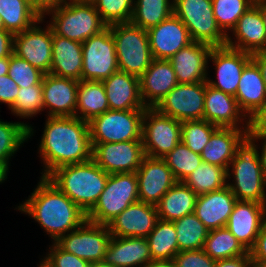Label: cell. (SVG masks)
Segmentation results:
<instances>
[{
	"mask_svg": "<svg viewBox=\"0 0 266 267\" xmlns=\"http://www.w3.org/2000/svg\"><path fill=\"white\" fill-rule=\"evenodd\" d=\"M46 118L38 149L44 165L40 177H47L61 166L92 158L88 122L76 116Z\"/></svg>",
	"mask_w": 266,
	"mask_h": 267,
	"instance_id": "6da1fadb",
	"label": "cell"
},
{
	"mask_svg": "<svg viewBox=\"0 0 266 267\" xmlns=\"http://www.w3.org/2000/svg\"><path fill=\"white\" fill-rule=\"evenodd\" d=\"M15 209L38 222L53 239L52 242L87 220V214L47 177H41L28 199Z\"/></svg>",
	"mask_w": 266,
	"mask_h": 267,
	"instance_id": "7a4b0ae2",
	"label": "cell"
},
{
	"mask_svg": "<svg viewBox=\"0 0 266 267\" xmlns=\"http://www.w3.org/2000/svg\"><path fill=\"white\" fill-rule=\"evenodd\" d=\"M108 176L91 158L86 162L61 166L47 178L88 214L105 189Z\"/></svg>",
	"mask_w": 266,
	"mask_h": 267,
	"instance_id": "3957f363",
	"label": "cell"
},
{
	"mask_svg": "<svg viewBox=\"0 0 266 267\" xmlns=\"http://www.w3.org/2000/svg\"><path fill=\"white\" fill-rule=\"evenodd\" d=\"M226 176L227 182L233 178L232 183L228 182L227 186L238 201L266 204V178L259 153L248 141L236 152Z\"/></svg>",
	"mask_w": 266,
	"mask_h": 267,
	"instance_id": "277c9868",
	"label": "cell"
},
{
	"mask_svg": "<svg viewBox=\"0 0 266 267\" xmlns=\"http://www.w3.org/2000/svg\"><path fill=\"white\" fill-rule=\"evenodd\" d=\"M49 25L61 37L83 43L108 27L91 1L69 0L46 13Z\"/></svg>",
	"mask_w": 266,
	"mask_h": 267,
	"instance_id": "5b68a950",
	"label": "cell"
},
{
	"mask_svg": "<svg viewBox=\"0 0 266 267\" xmlns=\"http://www.w3.org/2000/svg\"><path fill=\"white\" fill-rule=\"evenodd\" d=\"M108 27L114 38L118 69L139 78L153 60L147 30L131 22L115 23Z\"/></svg>",
	"mask_w": 266,
	"mask_h": 267,
	"instance_id": "8992f818",
	"label": "cell"
},
{
	"mask_svg": "<svg viewBox=\"0 0 266 267\" xmlns=\"http://www.w3.org/2000/svg\"><path fill=\"white\" fill-rule=\"evenodd\" d=\"M139 201L136 172L109 174L99 200L87 214V220L108 225L129 205Z\"/></svg>",
	"mask_w": 266,
	"mask_h": 267,
	"instance_id": "52a82bcc",
	"label": "cell"
},
{
	"mask_svg": "<svg viewBox=\"0 0 266 267\" xmlns=\"http://www.w3.org/2000/svg\"><path fill=\"white\" fill-rule=\"evenodd\" d=\"M174 14L187 27L192 41L226 46L227 35L214 18L212 0H174Z\"/></svg>",
	"mask_w": 266,
	"mask_h": 267,
	"instance_id": "ba28073f",
	"label": "cell"
},
{
	"mask_svg": "<svg viewBox=\"0 0 266 267\" xmlns=\"http://www.w3.org/2000/svg\"><path fill=\"white\" fill-rule=\"evenodd\" d=\"M145 110H108L89 123L91 143L142 141Z\"/></svg>",
	"mask_w": 266,
	"mask_h": 267,
	"instance_id": "9c48e42d",
	"label": "cell"
},
{
	"mask_svg": "<svg viewBox=\"0 0 266 267\" xmlns=\"http://www.w3.org/2000/svg\"><path fill=\"white\" fill-rule=\"evenodd\" d=\"M181 122L146 108L142 119V143L145 156L163 158L181 142Z\"/></svg>",
	"mask_w": 266,
	"mask_h": 267,
	"instance_id": "30bf717a",
	"label": "cell"
},
{
	"mask_svg": "<svg viewBox=\"0 0 266 267\" xmlns=\"http://www.w3.org/2000/svg\"><path fill=\"white\" fill-rule=\"evenodd\" d=\"M81 80L102 81L118 71L114 38L109 27L82 43Z\"/></svg>",
	"mask_w": 266,
	"mask_h": 267,
	"instance_id": "8fae6325",
	"label": "cell"
},
{
	"mask_svg": "<svg viewBox=\"0 0 266 267\" xmlns=\"http://www.w3.org/2000/svg\"><path fill=\"white\" fill-rule=\"evenodd\" d=\"M111 238L108 225L86 220L80 227L63 235L55 243L64 251L93 263L103 261Z\"/></svg>",
	"mask_w": 266,
	"mask_h": 267,
	"instance_id": "7c38bea8",
	"label": "cell"
},
{
	"mask_svg": "<svg viewBox=\"0 0 266 267\" xmlns=\"http://www.w3.org/2000/svg\"><path fill=\"white\" fill-rule=\"evenodd\" d=\"M206 82L177 84L154 108L179 122L202 120Z\"/></svg>",
	"mask_w": 266,
	"mask_h": 267,
	"instance_id": "4fadbf2b",
	"label": "cell"
},
{
	"mask_svg": "<svg viewBox=\"0 0 266 267\" xmlns=\"http://www.w3.org/2000/svg\"><path fill=\"white\" fill-rule=\"evenodd\" d=\"M43 22L44 18L42 17L32 27L14 35L13 54L26 60L44 74H48L53 54L52 28L48 21L45 29L38 26Z\"/></svg>",
	"mask_w": 266,
	"mask_h": 267,
	"instance_id": "5bb4252c",
	"label": "cell"
},
{
	"mask_svg": "<svg viewBox=\"0 0 266 267\" xmlns=\"http://www.w3.org/2000/svg\"><path fill=\"white\" fill-rule=\"evenodd\" d=\"M92 159L106 173L136 172L145 157L142 141L91 143Z\"/></svg>",
	"mask_w": 266,
	"mask_h": 267,
	"instance_id": "9a60e30c",
	"label": "cell"
},
{
	"mask_svg": "<svg viewBox=\"0 0 266 267\" xmlns=\"http://www.w3.org/2000/svg\"><path fill=\"white\" fill-rule=\"evenodd\" d=\"M209 60L215 65L216 80L207 78V84L235 97L244 67L252 55L226 46L212 47Z\"/></svg>",
	"mask_w": 266,
	"mask_h": 267,
	"instance_id": "2e32d148",
	"label": "cell"
},
{
	"mask_svg": "<svg viewBox=\"0 0 266 267\" xmlns=\"http://www.w3.org/2000/svg\"><path fill=\"white\" fill-rule=\"evenodd\" d=\"M139 201L157 205L162 196L177 182L162 158L145 156L136 171Z\"/></svg>",
	"mask_w": 266,
	"mask_h": 267,
	"instance_id": "e0dca14e",
	"label": "cell"
},
{
	"mask_svg": "<svg viewBox=\"0 0 266 267\" xmlns=\"http://www.w3.org/2000/svg\"><path fill=\"white\" fill-rule=\"evenodd\" d=\"M265 219L266 204L237 200L225 227L247 251H250L256 243Z\"/></svg>",
	"mask_w": 266,
	"mask_h": 267,
	"instance_id": "ac0fdd59",
	"label": "cell"
},
{
	"mask_svg": "<svg viewBox=\"0 0 266 267\" xmlns=\"http://www.w3.org/2000/svg\"><path fill=\"white\" fill-rule=\"evenodd\" d=\"M147 35L153 59L169 60L193 42L187 27L175 14L147 30Z\"/></svg>",
	"mask_w": 266,
	"mask_h": 267,
	"instance_id": "d6986e66",
	"label": "cell"
},
{
	"mask_svg": "<svg viewBox=\"0 0 266 267\" xmlns=\"http://www.w3.org/2000/svg\"><path fill=\"white\" fill-rule=\"evenodd\" d=\"M79 80L45 74L42 80L44 110L48 117L75 116Z\"/></svg>",
	"mask_w": 266,
	"mask_h": 267,
	"instance_id": "ffe728a7",
	"label": "cell"
},
{
	"mask_svg": "<svg viewBox=\"0 0 266 267\" xmlns=\"http://www.w3.org/2000/svg\"><path fill=\"white\" fill-rule=\"evenodd\" d=\"M158 220L155 205L137 201L116 216L108 224V228L112 236L146 238Z\"/></svg>",
	"mask_w": 266,
	"mask_h": 267,
	"instance_id": "44dd1931",
	"label": "cell"
},
{
	"mask_svg": "<svg viewBox=\"0 0 266 267\" xmlns=\"http://www.w3.org/2000/svg\"><path fill=\"white\" fill-rule=\"evenodd\" d=\"M211 50V45L193 41L174 54L169 61L174 68L177 83L206 82Z\"/></svg>",
	"mask_w": 266,
	"mask_h": 267,
	"instance_id": "7402d4cb",
	"label": "cell"
},
{
	"mask_svg": "<svg viewBox=\"0 0 266 267\" xmlns=\"http://www.w3.org/2000/svg\"><path fill=\"white\" fill-rule=\"evenodd\" d=\"M246 119L248 118L239 108L234 96L211 87L206 81L203 120L218 127L247 129L248 120Z\"/></svg>",
	"mask_w": 266,
	"mask_h": 267,
	"instance_id": "603a6c76",
	"label": "cell"
},
{
	"mask_svg": "<svg viewBox=\"0 0 266 267\" xmlns=\"http://www.w3.org/2000/svg\"><path fill=\"white\" fill-rule=\"evenodd\" d=\"M227 35L226 45L249 54L266 51V32L261 12L253 4L238 19L236 26Z\"/></svg>",
	"mask_w": 266,
	"mask_h": 267,
	"instance_id": "cb8c5ba5",
	"label": "cell"
},
{
	"mask_svg": "<svg viewBox=\"0 0 266 267\" xmlns=\"http://www.w3.org/2000/svg\"><path fill=\"white\" fill-rule=\"evenodd\" d=\"M177 84V77L170 61L153 59L139 77L143 104L146 108H154Z\"/></svg>",
	"mask_w": 266,
	"mask_h": 267,
	"instance_id": "d4e9b609",
	"label": "cell"
},
{
	"mask_svg": "<svg viewBox=\"0 0 266 267\" xmlns=\"http://www.w3.org/2000/svg\"><path fill=\"white\" fill-rule=\"evenodd\" d=\"M246 141L247 129L218 127L203 148L201 153L202 161L220 166L227 171L236 152Z\"/></svg>",
	"mask_w": 266,
	"mask_h": 267,
	"instance_id": "484cf974",
	"label": "cell"
},
{
	"mask_svg": "<svg viewBox=\"0 0 266 267\" xmlns=\"http://www.w3.org/2000/svg\"><path fill=\"white\" fill-rule=\"evenodd\" d=\"M237 199L228 186L206 194L198 195L194 214L209 229H218L226 226Z\"/></svg>",
	"mask_w": 266,
	"mask_h": 267,
	"instance_id": "4316f807",
	"label": "cell"
},
{
	"mask_svg": "<svg viewBox=\"0 0 266 267\" xmlns=\"http://www.w3.org/2000/svg\"><path fill=\"white\" fill-rule=\"evenodd\" d=\"M110 110H145L140 96L139 78L123 71H116L102 80Z\"/></svg>",
	"mask_w": 266,
	"mask_h": 267,
	"instance_id": "83f0119b",
	"label": "cell"
},
{
	"mask_svg": "<svg viewBox=\"0 0 266 267\" xmlns=\"http://www.w3.org/2000/svg\"><path fill=\"white\" fill-rule=\"evenodd\" d=\"M152 260L147 238L112 236L103 262L114 267H145Z\"/></svg>",
	"mask_w": 266,
	"mask_h": 267,
	"instance_id": "f1b7e54d",
	"label": "cell"
},
{
	"mask_svg": "<svg viewBox=\"0 0 266 267\" xmlns=\"http://www.w3.org/2000/svg\"><path fill=\"white\" fill-rule=\"evenodd\" d=\"M52 62L50 74L81 80L82 43L56 35L52 30Z\"/></svg>",
	"mask_w": 266,
	"mask_h": 267,
	"instance_id": "f546056e",
	"label": "cell"
},
{
	"mask_svg": "<svg viewBox=\"0 0 266 267\" xmlns=\"http://www.w3.org/2000/svg\"><path fill=\"white\" fill-rule=\"evenodd\" d=\"M235 98L247 118L266 102L263 76L253 59L244 67Z\"/></svg>",
	"mask_w": 266,
	"mask_h": 267,
	"instance_id": "4dcf8cb0",
	"label": "cell"
},
{
	"mask_svg": "<svg viewBox=\"0 0 266 267\" xmlns=\"http://www.w3.org/2000/svg\"><path fill=\"white\" fill-rule=\"evenodd\" d=\"M197 196L184 182L177 181L156 205L159 219L172 222L193 214Z\"/></svg>",
	"mask_w": 266,
	"mask_h": 267,
	"instance_id": "1f68e13d",
	"label": "cell"
},
{
	"mask_svg": "<svg viewBox=\"0 0 266 267\" xmlns=\"http://www.w3.org/2000/svg\"><path fill=\"white\" fill-rule=\"evenodd\" d=\"M108 110L109 104L102 81L80 80L77 89L75 116L90 122Z\"/></svg>",
	"mask_w": 266,
	"mask_h": 267,
	"instance_id": "d6a6232c",
	"label": "cell"
},
{
	"mask_svg": "<svg viewBox=\"0 0 266 267\" xmlns=\"http://www.w3.org/2000/svg\"><path fill=\"white\" fill-rule=\"evenodd\" d=\"M4 29L13 35L32 27L42 17L27 0H0Z\"/></svg>",
	"mask_w": 266,
	"mask_h": 267,
	"instance_id": "836d02e7",
	"label": "cell"
},
{
	"mask_svg": "<svg viewBox=\"0 0 266 267\" xmlns=\"http://www.w3.org/2000/svg\"><path fill=\"white\" fill-rule=\"evenodd\" d=\"M34 129L24 122H7L0 119V164L9 170L11 157L25 141L31 139Z\"/></svg>",
	"mask_w": 266,
	"mask_h": 267,
	"instance_id": "e575fe53",
	"label": "cell"
},
{
	"mask_svg": "<svg viewBox=\"0 0 266 267\" xmlns=\"http://www.w3.org/2000/svg\"><path fill=\"white\" fill-rule=\"evenodd\" d=\"M172 14H174V0H134L130 22L149 30Z\"/></svg>",
	"mask_w": 266,
	"mask_h": 267,
	"instance_id": "d590c367",
	"label": "cell"
},
{
	"mask_svg": "<svg viewBox=\"0 0 266 267\" xmlns=\"http://www.w3.org/2000/svg\"><path fill=\"white\" fill-rule=\"evenodd\" d=\"M177 233L173 222L159 219L146 237L152 260L174 259L179 252Z\"/></svg>",
	"mask_w": 266,
	"mask_h": 267,
	"instance_id": "8d00e7d4",
	"label": "cell"
},
{
	"mask_svg": "<svg viewBox=\"0 0 266 267\" xmlns=\"http://www.w3.org/2000/svg\"><path fill=\"white\" fill-rule=\"evenodd\" d=\"M226 175L224 168L202 161L183 182L197 195H202L227 186Z\"/></svg>",
	"mask_w": 266,
	"mask_h": 267,
	"instance_id": "74e56055",
	"label": "cell"
},
{
	"mask_svg": "<svg viewBox=\"0 0 266 267\" xmlns=\"http://www.w3.org/2000/svg\"><path fill=\"white\" fill-rule=\"evenodd\" d=\"M172 222L177 233L179 252L204 248L209 229L194 213Z\"/></svg>",
	"mask_w": 266,
	"mask_h": 267,
	"instance_id": "f35d334b",
	"label": "cell"
},
{
	"mask_svg": "<svg viewBox=\"0 0 266 267\" xmlns=\"http://www.w3.org/2000/svg\"><path fill=\"white\" fill-rule=\"evenodd\" d=\"M203 249L215 261L248 252L226 227L209 230Z\"/></svg>",
	"mask_w": 266,
	"mask_h": 267,
	"instance_id": "ab89813d",
	"label": "cell"
},
{
	"mask_svg": "<svg viewBox=\"0 0 266 267\" xmlns=\"http://www.w3.org/2000/svg\"><path fill=\"white\" fill-rule=\"evenodd\" d=\"M178 182H183L202 162L201 155L194 153L183 142L162 158Z\"/></svg>",
	"mask_w": 266,
	"mask_h": 267,
	"instance_id": "60d3db41",
	"label": "cell"
},
{
	"mask_svg": "<svg viewBox=\"0 0 266 267\" xmlns=\"http://www.w3.org/2000/svg\"><path fill=\"white\" fill-rule=\"evenodd\" d=\"M253 4L251 0H212L214 18L220 29L228 35Z\"/></svg>",
	"mask_w": 266,
	"mask_h": 267,
	"instance_id": "b9f144b4",
	"label": "cell"
},
{
	"mask_svg": "<svg viewBox=\"0 0 266 267\" xmlns=\"http://www.w3.org/2000/svg\"><path fill=\"white\" fill-rule=\"evenodd\" d=\"M217 128L218 126L203 119L183 121L181 122V142L194 153L201 155L203 148Z\"/></svg>",
	"mask_w": 266,
	"mask_h": 267,
	"instance_id": "7bdbcfd3",
	"label": "cell"
},
{
	"mask_svg": "<svg viewBox=\"0 0 266 267\" xmlns=\"http://www.w3.org/2000/svg\"><path fill=\"white\" fill-rule=\"evenodd\" d=\"M19 118H31L44 110L42 85L19 88L15 103L9 108Z\"/></svg>",
	"mask_w": 266,
	"mask_h": 267,
	"instance_id": "ee69618b",
	"label": "cell"
},
{
	"mask_svg": "<svg viewBox=\"0 0 266 267\" xmlns=\"http://www.w3.org/2000/svg\"><path fill=\"white\" fill-rule=\"evenodd\" d=\"M101 19L107 24L130 22L134 0H92Z\"/></svg>",
	"mask_w": 266,
	"mask_h": 267,
	"instance_id": "f6af8a7d",
	"label": "cell"
},
{
	"mask_svg": "<svg viewBox=\"0 0 266 267\" xmlns=\"http://www.w3.org/2000/svg\"><path fill=\"white\" fill-rule=\"evenodd\" d=\"M44 73L33 67L26 60L10 56L8 76L16 82L19 88H27L32 85H42Z\"/></svg>",
	"mask_w": 266,
	"mask_h": 267,
	"instance_id": "bcb514c9",
	"label": "cell"
},
{
	"mask_svg": "<svg viewBox=\"0 0 266 267\" xmlns=\"http://www.w3.org/2000/svg\"><path fill=\"white\" fill-rule=\"evenodd\" d=\"M42 259L50 267H90L91 263L61 249L55 242Z\"/></svg>",
	"mask_w": 266,
	"mask_h": 267,
	"instance_id": "7dc6e473",
	"label": "cell"
},
{
	"mask_svg": "<svg viewBox=\"0 0 266 267\" xmlns=\"http://www.w3.org/2000/svg\"><path fill=\"white\" fill-rule=\"evenodd\" d=\"M173 260L177 267H215L216 264L204 249L178 252Z\"/></svg>",
	"mask_w": 266,
	"mask_h": 267,
	"instance_id": "c3c4849f",
	"label": "cell"
},
{
	"mask_svg": "<svg viewBox=\"0 0 266 267\" xmlns=\"http://www.w3.org/2000/svg\"><path fill=\"white\" fill-rule=\"evenodd\" d=\"M247 137L266 136V102L248 117Z\"/></svg>",
	"mask_w": 266,
	"mask_h": 267,
	"instance_id": "681fc988",
	"label": "cell"
},
{
	"mask_svg": "<svg viewBox=\"0 0 266 267\" xmlns=\"http://www.w3.org/2000/svg\"><path fill=\"white\" fill-rule=\"evenodd\" d=\"M19 87L9 76L0 77V103L8 105V109L15 103Z\"/></svg>",
	"mask_w": 266,
	"mask_h": 267,
	"instance_id": "f907efd6",
	"label": "cell"
},
{
	"mask_svg": "<svg viewBox=\"0 0 266 267\" xmlns=\"http://www.w3.org/2000/svg\"><path fill=\"white\" fill-rule=\"evenodd\" d=\"M249 252L252 261H266V219L262 224L254 247Z\"/></svg>",
	"mask_w": 266,
	"mask_h": 267,
	"instance_id": "816d5d0a",
	"label": "cell"
},
{
	"mask_svg": "<svg viewBox=\"0 0 266 267\" xmlns=\"http://www.w3.org/2000/svg\"><path fill=\"white\" fill-rule=\"evenodd\" d=\"M215 267H252L251 254L248 251L242 256L216 260Z\"/></svg>",
	"mask_w": 266,
	"mask_h": 267,
	"instance_id": "f5cc1de1",
	"label": "cell"
},
{
	"mask_svg": "<svg viewBox=\"0 0 266 267\" xmlns=\"http://www.w3.org/2000/svg\"><path fill=\"white\" fill-rule=\"evenodd\" d=\"M13 40L14 35L11 32L0 29V58L10 57L13 54Z\"/></svg>",
	"mask_w": 266,
	"mask_h": 267,
	"instance_id": "db71d44e",
	"label": "cell"
},
{
	"mask_svg": "<svg viewBox=\"0 0 266 267\" xmlns=\"http://www.w3.org/2000/svg\"><path fill=\"white\" fill-rule=\"evenodd\" d=\"M68 1L69 0H34V9L41 17L46 18L45 15L49 10L60 7Z\"/></svg>",
	"mask_w": 266,
	"mask_h": 267,
	"instance_id": "11a10c76",
	"label": "cell"
},
{
	"mask_svg": "<svg viewBox=\"0 0 266 267\" xmlns=\"http://www.w3.org/2000/svg\"><path fill=\"white\" fill-rule=\"evenodd\" d=\"M261 140V141H260ZM247 141L256 149L261 150L259 153V157H260V161H261V166H262V170L263 173L265 175L266 178V136L264 137H247ZM256 141H260V147H258V144H256ZM261 153V154H260Z\"/></svg>",
	"mask_w": 266,
	"mask_h": 267,
	"instance_id": "9f6ffc18",
	"label": "cell"
},
{
	"mask_svg": "<svg viewBox=\"0 0 266 267\" xmlns=\"http://www.w3.org/2000/svg\"><path fill=\"white\" fill-rule=\"evenodd\" d=\"M252 59L259 66L266 86V51L252 54Z\"/></svg>",
	"mask_w": 266,
	"mask_h": 267,
	"instance_id": "6f0895ef",
	"label": "cell"
},
{
	"mask_svg": "<svg viewBox=\"0 0 266 267\" xmlns=\"http://www.w3.org/2000/svg\"><path fill=\"white\" fill-rule=\"evenodd\" d=\"M145 267H177L173 259L169 260H151Z\"/></svg>",
	"mask_w": 266,
	"mask_h": 267,
	"instance_id": "680465c9",
	"label": "cell"
},
{
	"mask_svg": "<svg viewBox=\"0 0 266 267\" xmlns=\"http://www.w3.org/2000/svg\"><path fill=\"white\" fill-rule=\"evenodd\" d=\"M10 65V57L0 58V77L7 75Z\"/></svg>",
	"mask_w": 266,
	"mask_h": 267,
	"instance_id": "91938a15",
	"label": "cell"
},
{
	"mask_svg": "<svg viewBox=\"0 0 266 267\" xmlns=\"http://www.w3.org/2000/svg\"><path fill=\"white\" fill-rule=\"evenodd\" d=\"M260 10L266 32V1L254 3Z\"/></svg>",
	"mask_w": 266,
	"mask_h": 267,
	"instance_id": "94428289",
	"label": "cell"
},
{
	"mask_svg": "<svg viewBox=\"0 0 266 267\" xmlns=\"http://www.w3.org/2000/svg\"><path fill=\"white\" fill-rule=\"evenodd\" d=\"M9 170L2 164H0V184L5 182Z\"/></svg>",
	"mask_w": 266,
	"mask_h": 267,
	"instance_id": "6125c7cd",
	"label": "cell"
},
{
	"mask_svg": "<svg viewBox=\"0 0 266 267\" xmlns=\"http://www.w3.org/2000/svg\"><path fill=\"white\" fill-rule=\"evenodd\" d=\"M90 267H114V266H112L110 264H106L103 261H100V262L91 263Z\"/></svg>",
	"mask_w": 266,
	"mask_h": 267,
	"instance_id": "be15d7a7",
	"label": "cell"
},
{
	"mask_svg": "<svg viewBox=\"0 0 266 267\" xmlns=\"http://www.w3.org/2000/svg\"><path fill=\"white\" fill-rule=\"evenodd\" d=\"M252 267H266V261H252Z\"/></svg>",
	"mask_w": 266,
	"mask_h": 267,
	"instance_id": "e7e4bbea",
	"label": "cell"
},
{
	"mask_svg": "<svg viewBox=\"0 0 266 267\" xmlns=\"http://www.w3.org/2000/svg\"><path fill=\"white\" fill-rule=\"evenodd\" d=\"M38 267H50V266L42 260L40 261V264L38 265Z\"/></svg>",
	"mask_w": 266,
	"mask_h": 267,
	"instance_id": "03108f58",
	"label": "cell"
},
{
	"mask_svg": "<svg viewBox=\"0 0 266 267\" xmlns=\"http://www.w3.org/2000/svg\"><path fill=\"white\" fill-rule=\"evenodd\" d=\"M0 29H4V23H3L1 15H0Z\"/></svg>",
	"mask_w": 266,
	"mask_h": 267,
	"instance_id": "003e7915",
	"label": "cell"
},
{
	"mask_svg": "<svg viewBox=\"0 0 266 267\" xmlns=\"http://www.w3.org/2000/svg\"><path fill=\"white\" fill-rule=\"evenodd\" d=\"M30 4H31V6L34 8V0H27Z\"/></svg>",
	"mask_w": 266,
	"mask_h": 267,
	"instance_id": "a7ac6f4b",
	"label": "cell"
},
{
	"mask_svg": "<svg viewBox=\"0 0 266 267\" xmlns=\"http://www.w3.org/2000/svg\"><path fill=\"white\" fill-rule=\"evenodd\" d=\"M253 3L261 2V1H266V0H251Z\"/></svg>",
	"mask_w": 266,
	"mask_h": 267,
	"instance_id": "89a4df30",
	"label": "cell"
}]
</instances>
